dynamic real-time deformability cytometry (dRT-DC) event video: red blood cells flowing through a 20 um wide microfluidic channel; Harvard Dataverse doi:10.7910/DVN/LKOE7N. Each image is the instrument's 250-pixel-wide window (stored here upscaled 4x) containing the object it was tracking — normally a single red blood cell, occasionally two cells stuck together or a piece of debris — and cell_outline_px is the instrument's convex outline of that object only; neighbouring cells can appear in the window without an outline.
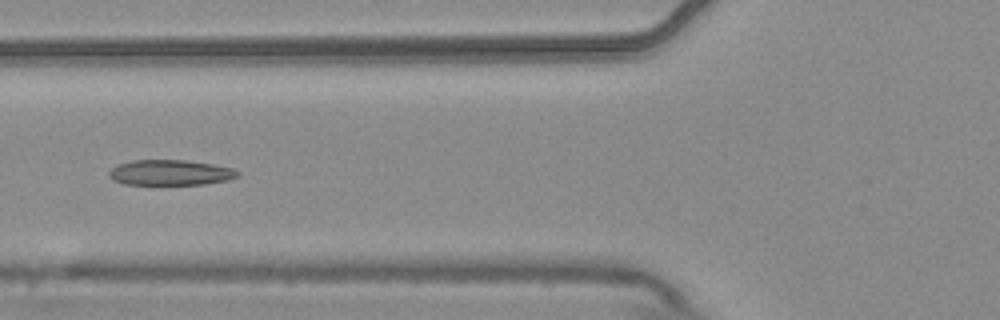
{"species": "common noctule bat (a hibernating species)", "species_latin": "Nyctalus noctula", "temperature_condition": "warm", "stored_images_in_passage": 9, "camera_frame_rate_fps": 3000, "um_per_image_px": 0.085, "animal": {"sex": "male", "body_mass_g": 20.4}, "frame": {"image": 1, "passage_image": 6, "time_ms": 1.667, "image_size_px": [1000, 320], "cell_outline_px": [[240, 172], [236, 176], [228, 180], [204, 184], [124, 184], [112, 180], [108, 176], [108, 172], [116, 164], [132, 160], [188, 160], [212, 164], [232, 168]], "centroid_in_image_um": [14.43, 14.66], "position_along_channel_um": 111.4, "area_um2": 19.07}}
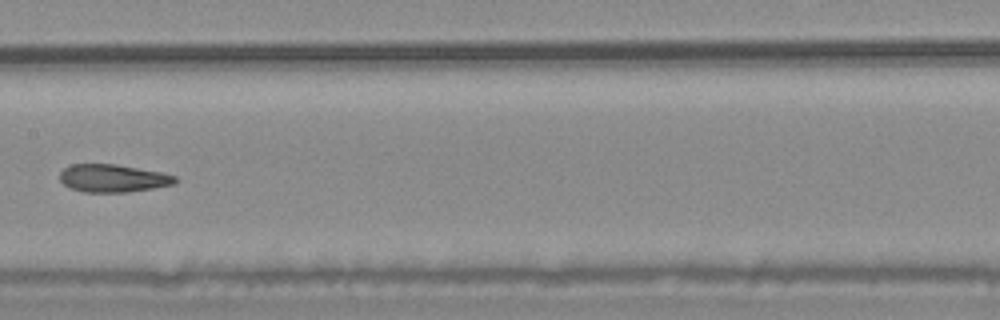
{"frame": {"image": 2, "passage_image": 8, "time_ms": 2.333, "image_size_px": [1000, 320], "cell_outline_px": [[180, 180], [176, 184], [128, 192], [84, 192], [68, 188], [60, 180], [60, 172], [64, 168], [72, 164], [116, 164], [160, 172], [176, 176]], "centroid_in_image_um": [9.61, 15.15], "position_along_channel_um": 197.8, "area_um2": 18.79}}
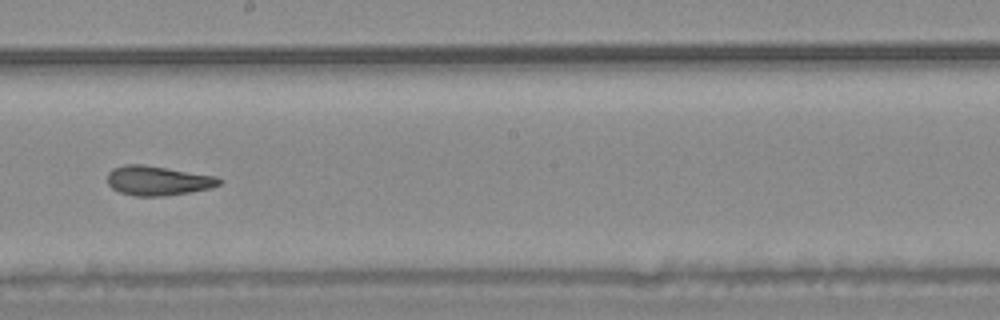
{"frame": {"image": 3, "passage_image": 9, "time_ms": 2.667, "image_size_px": [1000, 320], "cell_outline_px": [[224, 180], [220, 184], [212, 188], [164, 196], [136, 196], [120, 192], [112, 188], [108, 184], [108, 172], [112, 168], [124, 164], [144, 164], [216, 176]], "centroid_in_image_um": [13.42, 15.34], "position_along_channel_um": 234.8, "area_um2": 19.31}}